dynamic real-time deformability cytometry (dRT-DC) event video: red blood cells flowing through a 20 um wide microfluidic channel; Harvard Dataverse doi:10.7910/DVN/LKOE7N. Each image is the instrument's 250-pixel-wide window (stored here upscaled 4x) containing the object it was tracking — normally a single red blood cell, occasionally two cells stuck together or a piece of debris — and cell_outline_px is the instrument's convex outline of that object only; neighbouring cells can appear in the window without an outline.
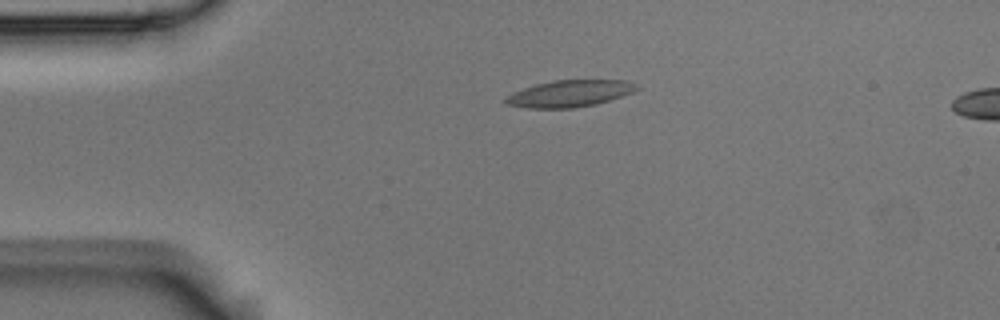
{"species": "Egyptian fruit bat (a non-hibernating species)", "species_latin": "Rousettus aegyptiacus", "temperature_condition": "room temperature", "stored_images_in_passage": 2, "camera_frame_rate_fps": 3000, "um_per_image_px": 0.085, "animal": {"sex": "male"}, "frame": {"image": 1, "passage_image": 1, "time_ms": 0.0, "image_size_px": [1000, 320], "cell_outline_px": [[636, 88], [632, 92], [596, 104], [572, 108], [524, 108], [504, 104], [504, 96], [512, 92], [536, 84], [552, 80], [628, 80], [636, 84]], "centroid_in_image_um": [48.32, 7.95], "position_along_channel_um": 36.7, "area_um2": 20.4}}